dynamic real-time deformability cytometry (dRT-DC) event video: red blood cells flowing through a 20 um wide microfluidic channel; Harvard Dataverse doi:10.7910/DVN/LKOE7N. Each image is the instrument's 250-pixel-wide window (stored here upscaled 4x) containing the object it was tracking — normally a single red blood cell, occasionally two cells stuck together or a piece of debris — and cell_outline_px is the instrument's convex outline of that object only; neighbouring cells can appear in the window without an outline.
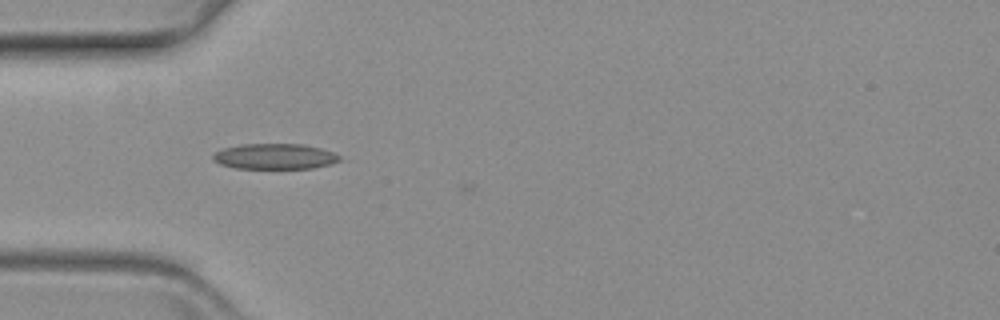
{"species": "common noctule bat (a hibernating species)", "species_latin": "Nyctalus noctula", "temperature_condition": "warm", "stored_images_in_passage": 9, "camera_frame_rate_fps": 3000, "um_per_image_px": 0.085, "animal": {"sex": "female", "body_mass_g": 19.3, "forearm_length_mm": 54.1}, "frame": {"image": 1, "passage_image": 6, "time_ms": 1.667, "image_size_px": [1000, 320], "cell_outline_px": [[340, 160], [332, 164], [312, 168], [236, 168], [220, 164], [212, 160], [212, 156], [216, 152], [224, 148], [240, 144], [304, 144], [320, 148], [332, 152], [340, 156]], "centroid_in_image_um": [23.35, 13.29], "position_along_channel_um": 61.7, "area_um2": 18.79}}